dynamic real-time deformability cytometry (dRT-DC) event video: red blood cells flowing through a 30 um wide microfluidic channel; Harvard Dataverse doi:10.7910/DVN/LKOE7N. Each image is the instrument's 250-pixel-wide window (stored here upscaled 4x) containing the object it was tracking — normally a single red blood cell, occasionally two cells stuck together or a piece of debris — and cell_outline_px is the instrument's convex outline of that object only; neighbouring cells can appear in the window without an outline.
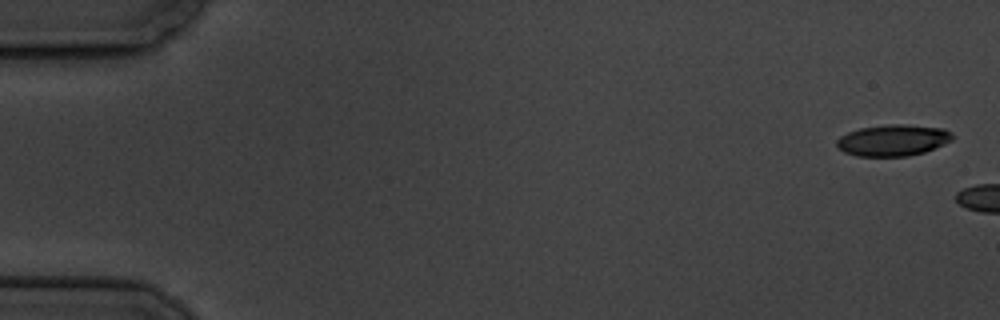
{"species": "common noctule bat (a hibernating species)", "species_latin": "Nyctalus noctula", "temperature_condition": "cold", "stored_images_in_passage": 2, "camera_frame_rate_fps": 3000, "um_per_image_px": 0.085, "animal": {"sex": "male", "body_mass_g": 19.5, "forearm_length_mm": 54.6}, "frame": {"image": 1, "passage_image": 1, "time_ms": 0.0, "image_size_px": [1000, 320], "cell_outline_px": [[956, 136], [952, 140], [944, 144], [924, 152], [908, 156], [856, 156], [844, 152], [836, 148], [836, 140], [840, 136], [848, 132], [860, 128], [888, 124], [904, 124], [944, 128], [952, 132]], "centroid_in_image_um": [75.91, 11.92], "position_along_channel_um": 9.1, "area_um2": 21.39}}